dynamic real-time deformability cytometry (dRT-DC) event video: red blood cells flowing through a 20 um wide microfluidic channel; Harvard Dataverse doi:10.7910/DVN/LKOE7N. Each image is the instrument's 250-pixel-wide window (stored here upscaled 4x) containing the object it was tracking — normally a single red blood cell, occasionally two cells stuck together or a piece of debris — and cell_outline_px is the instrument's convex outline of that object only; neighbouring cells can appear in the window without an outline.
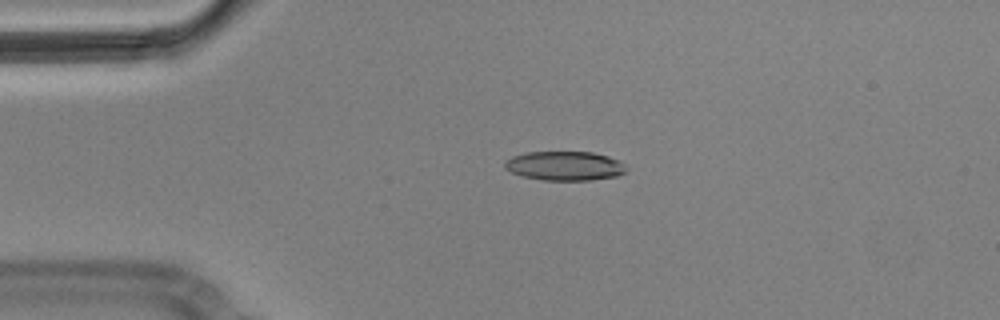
{"species": "Egyptian fruit bat (a non-hibernating species)", "species_latin": "Rousettus aegyptiacus", "temperature_condition": "cold", "stored_images_in_passage": 4, "camera_frame_rate_fps": 3000, "um_per_image_px": 0.085, "animal": {"sex": "male"}, "frame": {"image": 1, "passage_image": 3, "time_ms": 0.667, "image_size_px": [1000, 320], "cell_outline_px": [[628, 168], [624, 172], [616, 176], [592, 180], [540, 180], [524, 176], [512, 172], [504, 168], [504, 160], [512, 156], [528, 152], [592, 152], [608, 156], [620, 160]], "centroid_in_image_um": [48.0, 14.09], "position_along_channel_um": 37.0, "area_um2": 20.75}}